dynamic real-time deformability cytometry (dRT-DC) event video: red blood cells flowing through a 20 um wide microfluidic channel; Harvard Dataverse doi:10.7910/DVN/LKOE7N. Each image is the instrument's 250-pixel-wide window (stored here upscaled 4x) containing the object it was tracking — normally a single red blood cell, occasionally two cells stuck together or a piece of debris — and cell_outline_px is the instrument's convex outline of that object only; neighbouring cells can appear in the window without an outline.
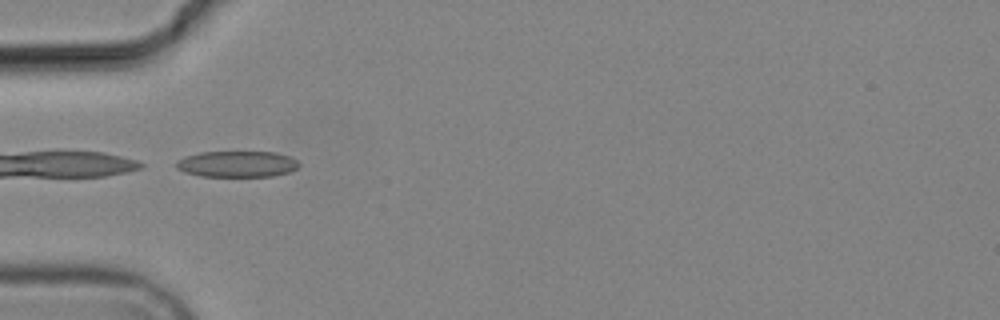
{"species": "common noctule bat (a hibernating species)", "species_latin": "Nyctalus noctula", "temperature_condition": "cold", "stored_images_in_passage": 4, "camera_frame_rate_fps": 3000, "um_per_image_px": 0.085, "animal": {"sex": "male", "body_mass_g": 19.2, "forearm_length_mm": 51.8}, "frame": {"image": 1, "passage_image": 4, "time_ms": 4.333, "image_size_px": [1000, 320], "cell_outline_px": [[300, 164], [296, 168], [288, 172], [272, 176], [200, 176], [184, 172], [176, 168], [176, 160], [184, 156], [200, 152], [276, 152], [288, 156], [296, 160]], "centroid_in_image_um": [20.1, 13.94], "position_along_channel_um": 64.9, "area_um2": 18.67}}